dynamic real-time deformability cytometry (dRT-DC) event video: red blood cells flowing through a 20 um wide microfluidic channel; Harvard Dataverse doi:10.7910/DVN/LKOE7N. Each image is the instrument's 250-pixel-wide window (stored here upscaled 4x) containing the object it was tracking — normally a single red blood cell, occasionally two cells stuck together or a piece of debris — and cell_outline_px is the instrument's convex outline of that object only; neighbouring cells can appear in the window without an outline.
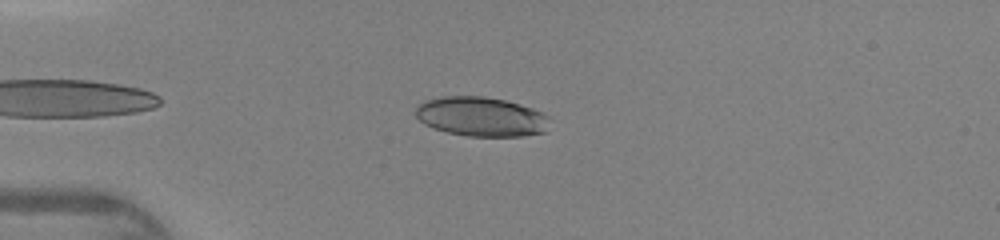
{"species": "human", "species_latin": "Homo sapiens", "temperature_condition": "warm", "stored_images_in_passage": 40, "camera_frame_rate_fps": 3000, "um_per_image_px": 0.085, "donor": {"sex": "female"}, "frame": {"image": 1, "passage_image": 6, "time_ms": 1.667, "image_size_px": [1000, 240], "cell_outline_px": [[548, 116], [544, 132], [520, 136], [468, 136], [448, 132], [432, 128], [424, 124], [416, 116], [416, 108], [424, 100], [440, 96], [484, 96], [504, 100], [520, 104], [532, 108]], "centroid_in_image_um": [40.84, 9.9], "position_along_channel_um": 44.2, "area_um2": 30.58}}
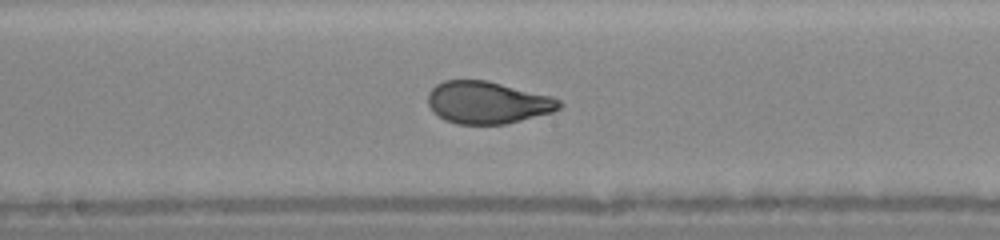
{"frame": {"image": 2, "passage_image": 19, "time_ms": 6.0, "image_size_px": [1000, 240], "cell_outline_px": [[564, 104], [560, 108], [552, 112], [504, 124], [456, 124], [444, 120], [432, 112], [428, 104], [428, 92], [436, 84], [444, 80], [488, 80], [552, 96], [560, 100]], "centroid_in_image_um": [41.42, 8.71], "position_along_channel_um": 206.8, "area_um2": 32.54}}
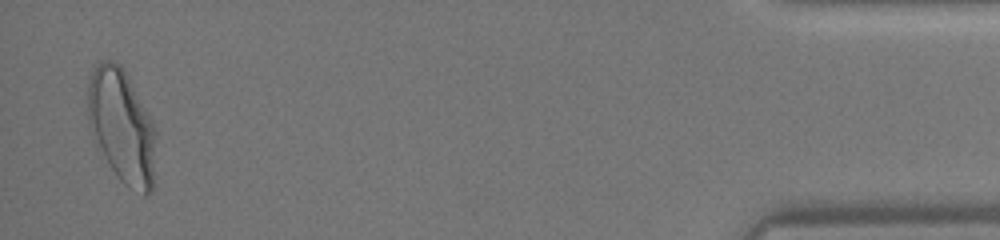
{"frame": {"image": 3, "passage_image": 39, "time_ms": 12.667, "image_size_px": [1000, 240], "cell_outline_px": [[156, 136], [152, 192], [148, 196], [144, 196], [128, 188], [120, 180], [112, 168], [100, 148], [88, 124], [88, 84], [92, 72], [96, 64], [100, 60], [116, 60], [124, 68], [152, 120], [156, 132]], "centroid_in_image_um": [10.37, 10.71], "position_along_channel_um": 424.8, "area_um2": 45.08}}